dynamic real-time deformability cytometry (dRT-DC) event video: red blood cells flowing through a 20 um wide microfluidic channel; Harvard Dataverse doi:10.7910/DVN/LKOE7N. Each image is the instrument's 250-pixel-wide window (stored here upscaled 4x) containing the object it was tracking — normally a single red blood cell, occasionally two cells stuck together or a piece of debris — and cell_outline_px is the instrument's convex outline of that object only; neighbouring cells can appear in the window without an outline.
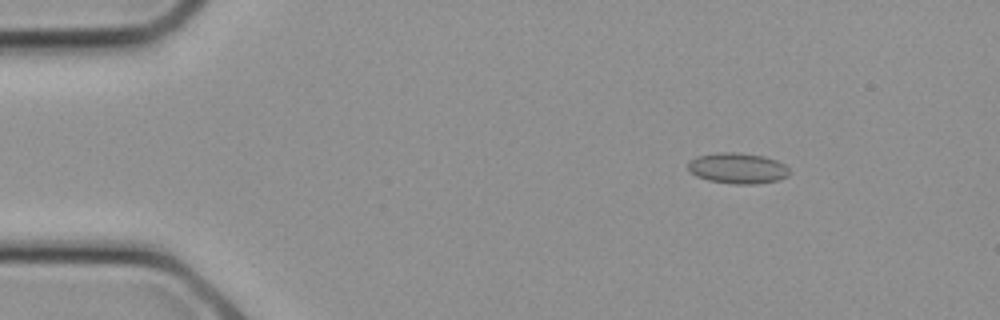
{"species": "common noctule bat (a hibernating species)", "species_latin": "Nyctalus noctula", "temperature_condition": "cold", "stored_images_in_passage": 10, "camera_frame_rate_fps": 3000, "um_per_image_px": 0.085, "animal": {"sex": "female", "body_mass_g": 21.9}, "frame": {"image": 1, "passage_image": 1, "time_ms": 0.0, "image_size_px": [1000, 320], "cell_outline_px": [[788, 176], [776, 180], [756, 184], [732, 184], [708, 180], [696, 176], [688, 168], [688, 160], [696, 156], [720, 152], [740, 152], [764, 156], [776, 160], [784, 164], [788, 168]], "centroid_in_image_um": [62.67, 14.29], "position_along_channel_um": 22.3, "area_um2": 18.21}}
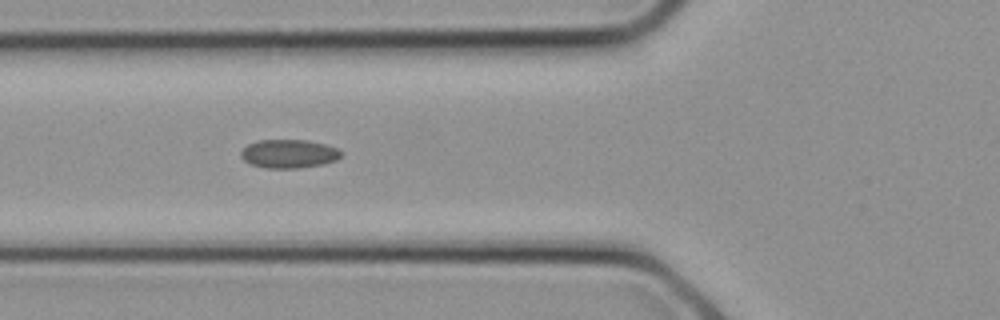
{"frame": {"image": 2, "passage_image": 7, "time_ms": 2.0, "image_size_px": [1000, 320], "cell_outline_px": [[344, 152], [336, 160], [324, 164], [300, 168], [264, 168], [252, 164], [244, 160], [240, 156], [240, 152], [248, 144], [256, 140], [308, 140], [340, 148]], "centroid_in_image_um": [24.58, 13.06], "position_along_channel_um": 101.2, "area_um2": 16.88}}
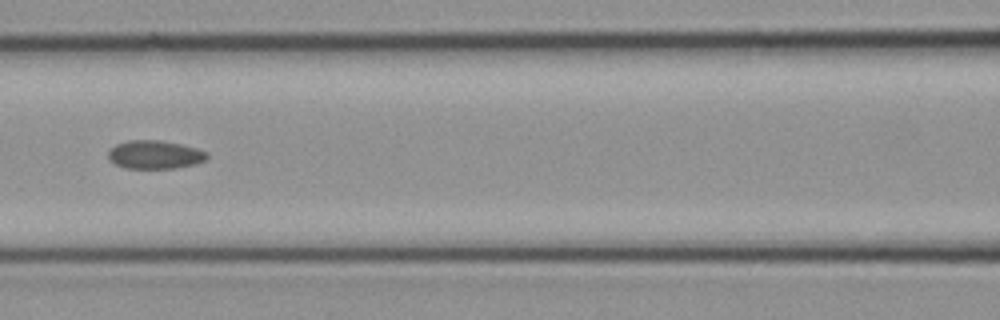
{"frame": {"image": 3, "passage_image": 9, "time_ms": 2.667, "image_size_px": [1000, 320], "cell_outline_px": [[208, 160], [196, 164], [176, 168], [124, 168], [108, 160], [108, 152], [116, 144], [128, 140], [160, 140], [180, 144], [196, 148], [208, 152]], "centroid_in_image_um": [13.18, 13.15], "position_along_channel_um": 153.4, "area_um2": 16.47}}